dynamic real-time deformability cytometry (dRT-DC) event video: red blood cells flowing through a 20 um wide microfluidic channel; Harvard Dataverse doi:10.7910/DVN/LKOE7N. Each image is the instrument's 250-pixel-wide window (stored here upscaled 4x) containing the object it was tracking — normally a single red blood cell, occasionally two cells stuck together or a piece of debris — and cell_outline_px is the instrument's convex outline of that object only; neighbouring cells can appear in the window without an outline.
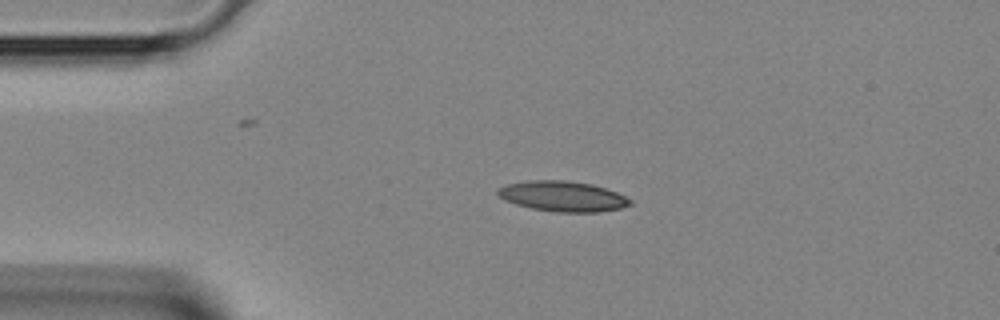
{"species": "Egyptian fruit bat (a non-hibernating species)", "species_latin": "Rousettus aegyptiacus", "temperature_condition": "room temperature", "stored_images_in_passage": 1, "camera_frame_rate_fps": 3000, "um_per_image_px": 0.085, "animal": {"sex": "female"}, "frame": {"image": 1, "passage_image": 1, "time_ms": 0.0, "image_size_px": [1000, 320], "cell_outline_px": [[632, 204], [620, 208], [600, 212], [556, 212], [532, 208], [516, 204], [504, 200], [496, 192], [496, 188], [508, 184], [528, 180], [568, 180], [592, 184], [616, 192], [632, 200]], "centroid_in_image_um": [47.82, 16.68], "position_along_channel_um": 37.2, "area_um2": 23.41}}